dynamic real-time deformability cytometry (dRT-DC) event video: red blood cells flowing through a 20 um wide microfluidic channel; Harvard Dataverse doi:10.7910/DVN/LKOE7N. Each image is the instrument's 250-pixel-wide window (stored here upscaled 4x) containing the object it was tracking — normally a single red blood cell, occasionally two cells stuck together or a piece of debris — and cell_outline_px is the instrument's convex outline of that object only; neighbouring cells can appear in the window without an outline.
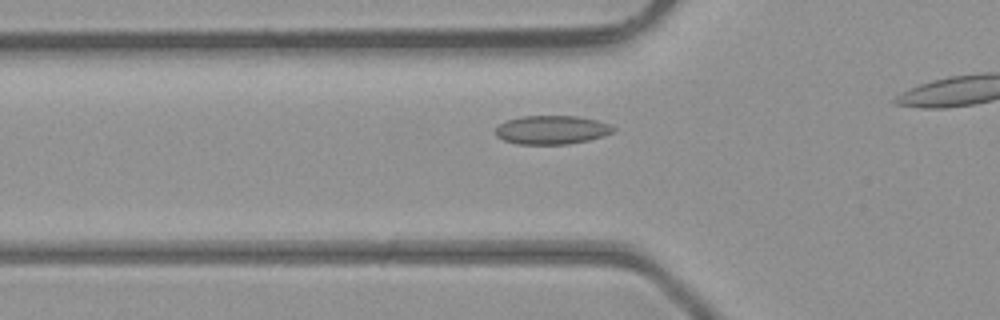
{"species": "common noctule bat (a hibernating species)", "species_latin": "Nyctalus noctula", "temperature_condition": "room temperature", "stored_images_in_passage": 21, "camera_frame_rate_fps": 3000, "um_per_image_px": 0.085, "animal": {"sex": "male", "body_mass_g": 23.1, "forearm_length_mm": 52.7}, "frame": {"image": 1, "passage_image": 8, "time_ms": 2.333, "image_size_px": [1000, 320], "cell_outline_px": [[616, 128], [612, 132], [604, 136], [588, 140], [568, 144], [516, 144], [504, 140], [496, 136], [496, 128], [504, 120], [520, 116], [576, 116], [596, 120], [612, 124]], "centroid_in_image_um": [46.9, 11.03], "position_along_channel_um": 78.9, "area_um2": 19.83}}
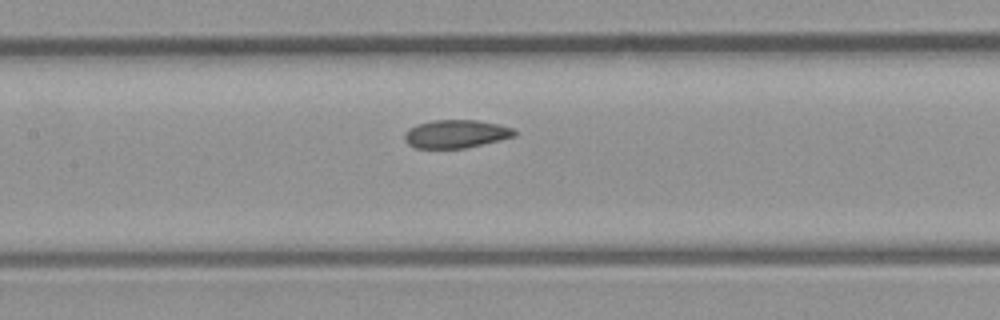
{"frame": {"image": 2, "passage_image": 14, "time_ms": 4.333, "image_size_px": [1000, 320], "cell_outline_px": [[516, 136], [500, 140], [464, 148], [416, 148], [408, 144], [404, 140], [404, 136], [408, 128], [416, 124], [432, 120], [476, 120], [516, 128]], "centroid_in_image_um": [38.75, 11.38], "position_along_channel_um": 168.7, "area_um2": 18.09}}
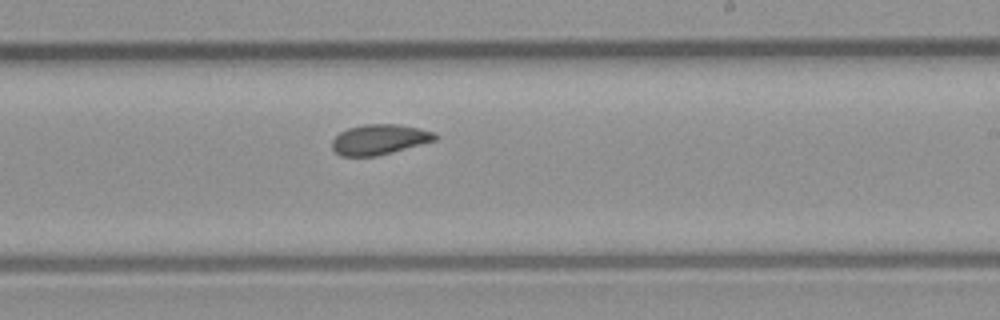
{"frame": {"image": 3, "passage_image": 20, "time_ms": 6.333, "image_size_px": [1000, 320], "cell_outline_px": [[436, 140], [392, 152], [376, 156], [340, 156], [332, 148], [332, 140], [340, 132], [348, 128], [364, 124], [396, 124], [420, 128], [436, 132]], "centroid_in_image_um": [32.24, 11.85], "position_along_channel_um": 256.8, "area_um2": 18.09}}